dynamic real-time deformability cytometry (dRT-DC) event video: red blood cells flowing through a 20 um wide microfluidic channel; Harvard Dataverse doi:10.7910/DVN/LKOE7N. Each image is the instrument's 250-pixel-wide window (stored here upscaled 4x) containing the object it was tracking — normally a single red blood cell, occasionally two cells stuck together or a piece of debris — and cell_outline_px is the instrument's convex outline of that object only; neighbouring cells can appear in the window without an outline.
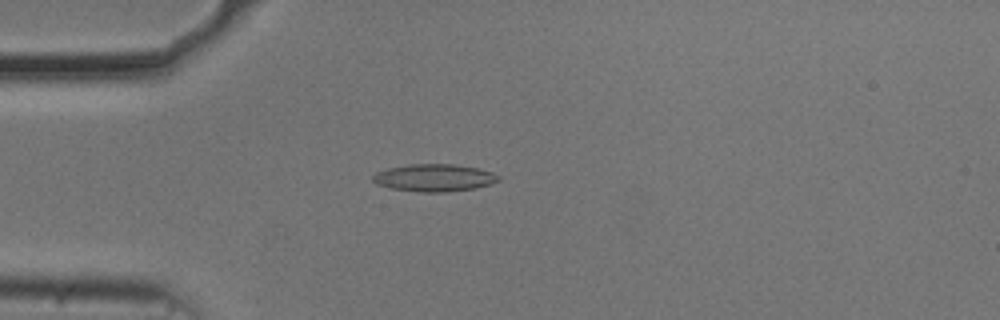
{"species": "common noctule bat (a hibernating species)", "species_latin": "Nyctalus noctula", "temperature_condition": "cold", "stored_images_in_passage": 55, "camera_frame_rate_fps": 3000, "um_per_image_px": 0.085, "animal": {"sex": "male", "body_mass_g": 20.5, "forearm_length_mm": 52.5}, "frame": {"image": 1, "passage_image": 15, "time_ms": 4.667, "image_size_px": [1000, 320], "cell_outline_px": [[500, 180], [476, 188], [448, 192], [420, 192], [392, 188], [376, 184], [372, 180], [372, 176], [376, 172], [388, 168], [408, 164], [456, 164], [476, 168], [492, 172], [500, 176]], "centroid_in_image_um": [36.9, 15.11], "position_along_channel_um": 48.1, "area_um2": 20.06}}
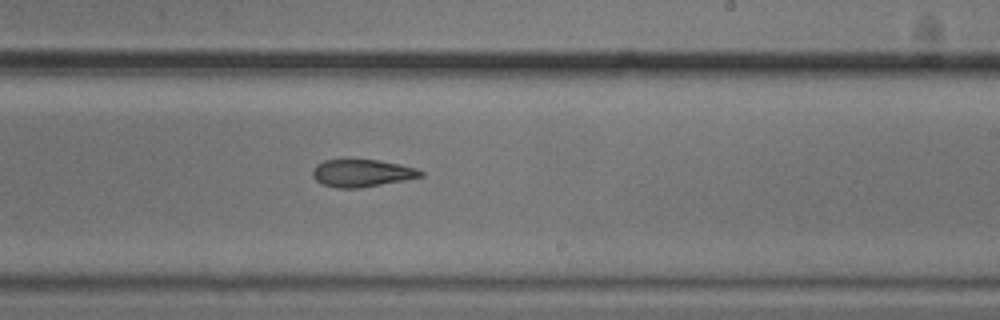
{"frame": {"image": 2, "passage_image": 33, "time_ms": 10.667, "image_size_px": [1000, 320], "cell_outline_px": [[424, 176], [404, 180], [360, 188], [336, 188], [324, 184], [316, 180], [312, 176], [312, 172], [316, 164], [324, 160], [348, 156], [380, 160], [400, 164], [416, 168], [424, 172]], "centroid_in_image_um": [30.73, 14.66], "position_along_channel_um": 258.3, "area_um2": 18.03}}
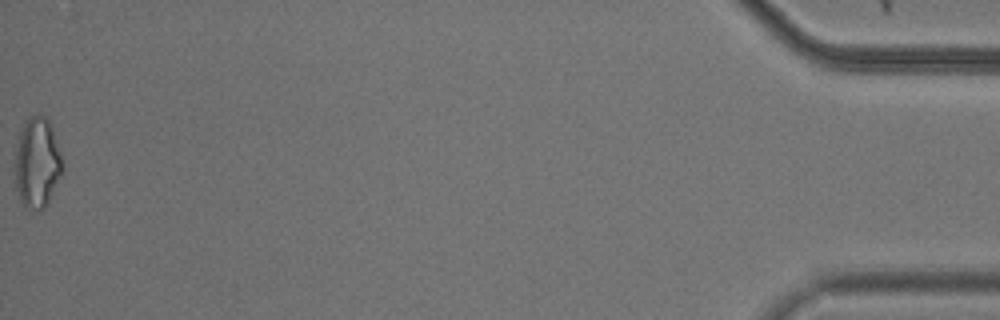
{"frame": {"image": 3, "passage_image": 55, "time_ms": 18.0, "image_size_px": [1000, 320], "cell_outline_px": [[64, 168], [44, 208], [36, 208], [24, 204], [20, 200], [16, 188], [16, 148], [20, 132], [28, 116], [40, 112], [48, 120], [52, 128], [60, 152]], "centroid_in_image_um": [3.17, 13.75], "position_along_channel_um": 432.0, "area_um2": 24.39}, "authors_computed_cell_mechanics": {"area_um2": 18.9006, "velocity_mm_per_s": 3.7115, "shape_relaxation_time_tau1_ms": 4.7135, "shape_relaxation_time_tau2_ms": 3.0637, "deformation_change_tau1": 0.1391, "deformation_change_tau2": 0.106}}